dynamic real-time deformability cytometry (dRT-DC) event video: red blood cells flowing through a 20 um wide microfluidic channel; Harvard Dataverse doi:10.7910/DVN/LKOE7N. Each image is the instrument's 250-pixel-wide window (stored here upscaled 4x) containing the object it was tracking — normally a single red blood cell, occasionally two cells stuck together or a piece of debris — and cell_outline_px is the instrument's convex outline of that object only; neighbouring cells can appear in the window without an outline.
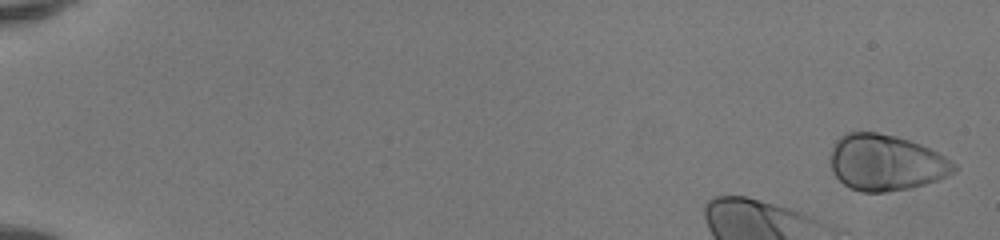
{"species": "human", "species_latin": "Homo sapiens", "temperature_condition": "room temperature", "stored_images_in_passage": 40, "camera_frame_rate_fps": 3000, "um_per_image_px": 0.085, "donor": {"sex": "female"}, "frame": {"image": 1, "passage_image": 2, "time_ms": 0.333, "image_size_px": [1000, 240], "cell_outline_px": [[960, 168], [956, 172], [936, 180], [912, 188], [884, 192], [860, 192], [844, 184], [832, 172], [832, 148], [836, 140], [840, 136], [848, 132], [876, 132], [896, 136], [920, 144], [944, 156], [956, 164]], "centroid_in_image_um": [75.32, 13.83], "position_along_channel_um": 9.7, "area_um2": 40.23}}
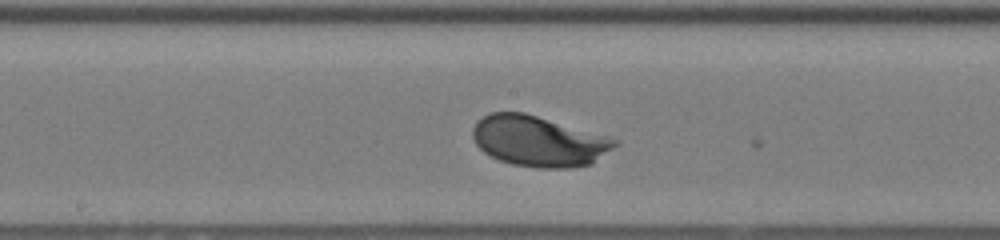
{"frame": {"image": 2, "passage_image": 26, "time_ms": 8.333, "image_size_px": [1000, 240], "cell_outline_px": [[620, 144], [592, 164], [568, 168], [540, 168], [512, 164], [500, 160], [484, 152], [476, 144], [472, 136], [472, 128], [484, 116], [492, 112], [524, 112], [620, 140]], "centroid_in_image_um": [45.82, 12.01], "position_along_channel_um": 202.4, "area_um2": 41.73}}
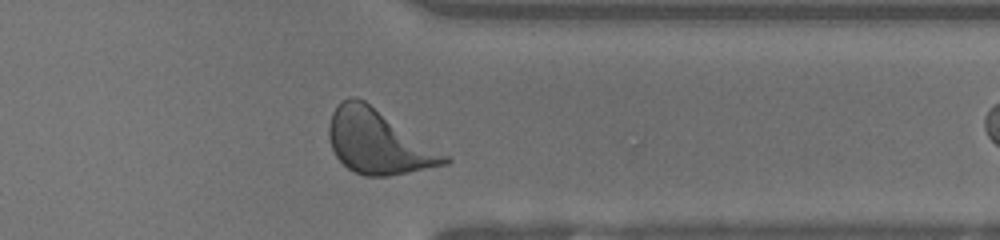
{"frame": {"image": 3, "passage_image": 39, "time_ms": 12.667, "image_size_px": [1000, 240], "cell_outline_px": [[452, 160], [448, 164], [388, 176], [364, 176], [348, 168], [336, 156], [332, 148], [328, 136], [328, 124], [332, 112], [344, 100], [352, 96], [356, 96], [364, 100], [452, 156]], "centroid_in_image_um": [32.2, 12.06], "position_along_channel_um": 379.2, "area_um2": 43.23}}